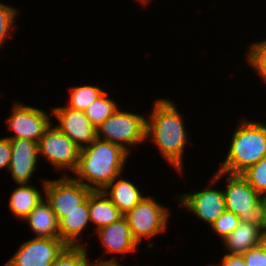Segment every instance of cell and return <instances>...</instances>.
<instances>
[{
	"mask_svg": "<svg viewBox=\"0 0 266 266\" xmlns=\"http://www.w3.org/2000/svg\"><path fill=\"white\" fill-rule=\"evenodd\" d=\"M128 155L120 146L96 138L80 149L74 179L92 191L103 190L121 174Z\"/></svg>",
	"mask_w": 266,
	"mask_h": 266,
	"instance_id": "obj_1",
	"label": "cell"
},
{
	"mask_svg": "<svg viewBox=\"0 0 266 266\" xmlns=\"http://www.w3.org/2000/svg\"><path fill=\"white\" fill-rule=\"evenodd\" d=\"M173 103L166 99L155 101L149 121H146V138H152L169 164L181 172L187 135L181 114Z\"/></svg>",
	"mask_w": 266,
	"mask_h": 266,
	"instance_id": "obj_2",
	"label": "cell"
},
{
	"mask_svg": "<svg viewBox=\"0 0 266 266\" xmlns=\"http://www.w3.org/2000/svg\"><path fill=\"white\" fill-rule=\"evenodd\" d=\"M266 156V125L260 122L243 121L236 128L225 161L210 185L225 174H241L249 166Z\"/></svg>",
	"mask_w": 266,
	"mask_h": 266,
	"instance_id": "obj_3",
	"label": "cell"
},
{
	"mask_svg": "<svg viewBox=\"0 0 266 266\" xmlns=\"http://www.w3.org/2000/svg\"><path fill=\"white\" fill-rule=\"evenodd\" d=\"M226 210L233 212L240 222L251 223L266 229V209L261 195L241 174L227 177V188L223 190Z\"/></svg>",
	"mask_w": 266,
	"mask_h": 266,
	"instance_id": "obj_4",
	"label": "cell"
},
{
	"mask_svg": "<svg viewBox=\"0 0 266 266\" xmlns=\"http://www.w3.org/2000/svg\"><path fill=\"white\" fill-rule=\"evenodd\" d=\"M146 119L141 115L123 112L117 108L96 128L97 139L118 145L129 154V148H126L128 144L134 145L147 140Z\"/></svg>",
	"mask_w": 266,
	"mask_h": 266,
	"instance_id": "obj_5",
	"label": "cell"
},
{
	"mask_svg": "<svg viewBox=\"0 0 266 266\" xmlns=\"http://www.w3.org/2000/svg\"><path fill=\"white\" fill-rule=\"evenodd\" d=\"M123 216L127 219L132 235L139 244L143 237L150 238L167 229L169 211L152 197L145 196Z\"/></svg>",
	"mask_w": 266,
	"mask_h": 266,
	"instance_id": "obj_6",
	"label": "cell"
},
{
	"mask_svg": "<svg viewBox=\"0 0 266 266\" xmlns=\"http://www.w3.org/2000/svg\"><path fill=\"white\" fill-rule=\"evenodd\" d=\"M92 190L84 184L65 175L57 180H45V197L56 215L58 222L67 215L68 212L78 209L88 197Z\"/></svg>",
	"mask_w": 266,
	"mask_h": 266,
	"instance_id": "obj_7",
	"label": "cell"
},
{
	"mask_svg": "<svg viewBox=\"0 0 266 266\" xmlns=\"http://www.w3.org/2000/svg\"><path fill=\"white\" fill-rule=\"evenodd\" d=\"M38 154L44 155L57 170L67 168L74 172L80 148L56 126L50 125L38 141Z\"/></svg>",
	"mask_w": 266,
	"mask_h": 266,
	"instance_id": "obj_8",
	"label": "cell"
},
{
	"mask_svg": "<svg viewBox=\"0 0 266 266\" xmlns=\"http://www.w3.org/2000/svg\"><path fill=\"white\" fill-rule=\"evenodd\" d=\"M67 245L56 238H34L23 243L5 266H51Z\"/></svg>",
	"mask_w": 266,
	"mask_h": 266,
	"instance_id": "obj_9",
	"label": "cell"
},
{
	"mask_svg": "<svg viewBox=\"0 0 266 266\" xmlns=\"http://www.w3.org/2000/svg\"><path fill=\"white\" fill-rule=\"evenodd\" d=\"M49 116L39 108L16 103L7 119V125L16 135L6 138H24L38 143L46 129L52 124Z\"/></svg>",
	"mask_w": 266,
	"mask_h": 266,
	"instance_id": "obj_10",
	"label": "cell"
},
{
	"mask_svg": "<svg viewBox=\"0 0 266 266\" xmlns=\"http://www.w3.org/2000/svg\"><path fill=\"white\" fill-rule=\"evenodd\" d=\"M52 111L59 120L56 127L80 149L84 147L83 143L88 146L97 138L96 128L91 124L84 111L68 108L67 106L55 107Z\"/></svg>",
	"mask_w": 266,
	"mask_h": 266,
	"instance_id": "obj_11",
	"label": "cell"
},
{
	"mask_svg": "<svg viewBox=\"0 0 266 266\" xmlns=\"http://www.w3.org/2000/svg\"><path fill=\"white\" fill-rule=\"evenodd\" d=\"M11 159L9 171L18 184H28L36 169L38 143L29 139H10Z\"/></svg>",
	"mask_w": 266,
	"mask_h": 266,
	"instance_id": "obj_12",
	"label": "cell"
},
{
	"mask_svg": "<svg viewBox=\"0 0 266 266\" xmlns=\"http://www.w3.org/2000/svg\"><path fill=\"white\" fill-rule=\"evenodd\" d=\"M209 187L194 194H184L179 201L208 225H212L226 211V205L223 190Z\"/></svg>",
	"mask_w": 266,
	"mask_h": 266,
	"instance_id": "obj_13",
	"label": "cell"
},
{
	"mask_svg": "<svg viewBox=\"0 0 266 266\" xmlns=\"http://www.w3.org/2000/svg\"><path fill=\"white\" fill-rule=\"evenodd\" d=\"M96 233L99 234L98 236L108 252L124 255L137 249L138 243L135 241L124 216L118 221L96 230Z\"/></svg>",
	"mask_w": 266,
	"mask_h": 266,
	"instance_id": "obj_14",
	"label": "cell"
},
{
	"mask_svg": "<svg viewBox=\"0 0 266 266\" xmlns=\"http://www.w3.org/2000/svg\"><path fill=\"white\" fill-rule=\"evenodd\" d=\"M90 222L89 195L87 199L78 206V209L68 212L59 222V238L69 246L81 245L78 243L79 234Z\"/></svg>",
	"mask_w": 266,
	"mask_h": 266,
	"instance_id": "obj_15",
	"label": "cell"
},
{
	"mask_svg": "<svg viewBox=\"0 0 266 266\" xmlns=\"http://www.w3.org/2000/svg\"><path fill=\"white\" fill-rule=\"evenodd\" d=\"M108 184L102 191L108 195L110 201L125 215L133 209L145 196L132 182L118 176ZM115 182V183H114ZM111 189V190H110Z\"/></svg>",
	"mask_w": 266,
	"mask_h": 266,
	"instance_id": "obj_16",
	"label": "cell"
},
{
	"mask_svg": "<svg viewBox=\"0 0 266 266\" xmlns=\"http://www.w3.org/2000/svg\"><path fill=\"white\" fill-rule=\"evenodd\" d=\"M29 222L36 238H59V224L49 202L42 199L39 204L24 218Z\"/></svg>",
	"mask_w": 266,
	"mask_h": 266,
	"instance_id": "obj_17",
	"label": "cell"
},
{
	"mask_svg": "<svg viewBox=\"0 0 266 266\" xmlns=\"http://www.w3.org/2000/svg\"><path fill=\"white\" fill-rule=\"evenodd\" d=\"M89 214L90 221L97 227L96 230L108 226L123 217V214L102 190L90 192Z\"/></svg>",
	"mask_w": 266,
	"mask_h": 266,
	"instance_id": "obj_18",
	"label": "cell"
},
{
	"mask_svg": "<svg viewBox=\"0 0 266 266\" xmlns=\"http://www.w3.org/2000/svg\"><path fill=\"white\" fill-rule=\"evenodd\" d=\"M262 229L251 223L240 222L238 227L223 239L229 253L243 255L251 248L258 246Z\"/></svg>",
	"mask_w": 266,
	"mask_h": 266,
	"instance_id": "obj_19",
	"label": "cell"
},
{
	"mask_svg": "<svg viewBox=\"0 0 266 266\" xmlns=\"http://www.w3.org/2000/svg\"><path fill=\"white\" fill-rule=\"evenodd\" d=\"M9 201V207L17 218L24 219L43 199L40 191L28 184H19Z\"/></svg>",
	"mask_w": 266,
	"mask_h": 266,
	"instance_id": "obj_20",
	"label": "cell"
},
{
	"mask_svg": "<svg viewBox=\"0 0 266 266\" xmlns=\"http://www.w3.org/2000/svg\"><path fill=\"white\" fill-rule=\"evenodd\" d=\"M106 96L108 95L104 92L100 97L95 99V101H93L87 109L84 110L85 115L95 128L101 125L118 108L117 103Z\"/></svg>",
	"mask_w": 266,
	"mask_h": 266,
	"instance_id": "obj_21",
	"label": "cell"
},
{
	"mask_svg": "<svg viewBox=\"0 0 266 266\" xmlns=\"http://www.w3.org/2000/svg\"><path fill=\"white\" fill-rule=\"evenodd\" d=\"M103 93L104 91L97 86H76L70 90V101L67 107L84 111Z\"/></svg>",
	"mask_w": 266,
	"mask_h": 266,
	"instance_id": "obj_22",
	"label": "cell"
},
{
	"mask_svg": "<svg viewBox=\"0 0 266 266\" xmlns=\"http://www.w3.org/2000/svg\"><path fill=\"white\" fill-rule=\"evenodd\" d=\"M93 264L89 262L84 245H67L51 266H92Z\"/></svg>",
	"mask_w": 266,
	"mask_h": 266,
	"instance_id": "obj_23",
	"label": "cell"
},
{
	"mask_svg": "<svg viewBox=\"0 0 266 266\" xmlns=\"http://www.w3.org/2000/svg\"><path fill=\"white\" fill-rule=\"evenodd\" d=\"M241 175L261 196L266 193V156L249 166Z\"/></svg>",
	"mask_w": 266,
	"mask_h": 266,
	"instance_id": "obj_24",
	"label": "cell"
},
{
	"mask_svg": "<svg viewBox=\"0 0 266 266\" xmlns=\"http://www.w3.org/2000/svg\"><path fill=\"white\" fill-rule=\"evenodd\" d=\"M247 61L266 82V40L252 44Z\"/></svg>",
	"mask_w": 266,
	"mask_h": 266,
	"instance_id": "obj_25",
	"label": "cell"
},
{
	"mask_svg": "<svg viewBox=\"0 0 266 266\" xmlns=\"http://www.w3.org/2000/svg\"><path fill=\"white\" fill-rule=\"evenodd\" d=\"M240 219L233 212L226 210L211 225L222 240L232 233L239 225Z\"/></svg>",
	"mask_w": 266,
	"mask_h": 266,
	"instance_id": "obj_26",
	"label": "cell"
},
{
	"mask_svg": "<svg viewBox=\"0 0 266 266\" xmlns=\"http://www.w3.org/2000/svg\"><path fill=\"white\" fill-rule=\"evenodd\" d=\"M16 13H18L17 9L0 3V47L8 35L12 36L9 32L13 29Z\"/></svg>",
	"mask_w": 266,
	"mask_h": 266,
	"instance_id": "obj_27",
	"label": "cell"
},
{
	"mask_svg": "<svg viewBox=\"0 0 266 266\" xmlns=\"http://www.w3.org/2000/svg\"><path fill=\"white\" fill-rule=\"evenodd\" d=\"M243 257L247 266H266V253L259 246L246 251Z\"/></svg>",
	"mask_w": 266,
	"mask_h": 266,
	"instance_id": "obj_28",
	"label": "cell"
},
{
	"mask_svg": "<svg viewBox=\"0 0 266 266\" xmlns=\"http://www.w3.org/2000/svg\"><path fill=\"white\" fill-rule=\"evenodd\" d=\"M11 159V143L9 138L0 139V169L6 167L9 169Z\"/></svg>",
	"mask_w": 266,
	"mask_h": 266,
	"instance_id": "obj_29",
	"label": "cell"
},
{
	"mask_svg": "<svg viewBox=\"0 0 266 266\" xmlns=\"http://www.w3.org/2000/svg\"><path fill=\"white\" fill-rule=\"evenodd\" d=\"M222 266H247L243 255L226 254L222 259Z\"/></svg>",
	"mask_w": 266,
	"mask_h": 266,
	"instance_id": "obj_30",
	"label": "cell"
},
{
	"mask_svg": "<svg viewBox=\"0 0 266 266\" xmlns=\"http://www.w3.org/2000/svg\"><path fill=\"white\" fill-rule=\"evenodd\" d=\"M92 266H123V265L118 264L116 259L112 258L109 260L96 262Z\"/></svg>",
	"mask_w": 266,
	"mask_h": 266,
	"instance_id": "obj_31",
	"label": "cell"
},
{
	"mask_svg": "<svg viewBox=\"0 0 266 266\" xmlns=\"http://www.w3.org/2000/svg\"><path fill=\"white\" fill-rule=\"evenodd\" d=\"M258 246L266 253V229H263L260 234Z\"/></svg>",
	"mask_w": 266,
	"mask_h": 266,
	"instance_id": "obj_32",
	"label": "cell"
},
{
	"mask_svg": "<svg viewBox=\"0 0 266 266\" xmlns=\"http://www.w3.org/2000/svg\"><path fill=\"white\" fill-rule=\"evenodd\" d=\"M261 201H262L263 204L265 205V209H266V193H264V194L261 196Z\"/></svg>",
	"mask_w": 266,
	"mask_h": 266,
	"instance_id": "obj_33",
	"label": "cell"
},
{
	"mask_svg": "<svg viewBox=\"0 0 266 266\" xmlns=\"http://www.w3.org/2000/svg\"><path fill=\"white\" fill-rule=\"evenodd\" d=\"M150 0H139L143 5H146Z\"/></svg>",
	"mask_w": 266,
	"mask_h": 266,
	"instance_id": "obj_34",
	"label": "cell"
}]
</instances>
